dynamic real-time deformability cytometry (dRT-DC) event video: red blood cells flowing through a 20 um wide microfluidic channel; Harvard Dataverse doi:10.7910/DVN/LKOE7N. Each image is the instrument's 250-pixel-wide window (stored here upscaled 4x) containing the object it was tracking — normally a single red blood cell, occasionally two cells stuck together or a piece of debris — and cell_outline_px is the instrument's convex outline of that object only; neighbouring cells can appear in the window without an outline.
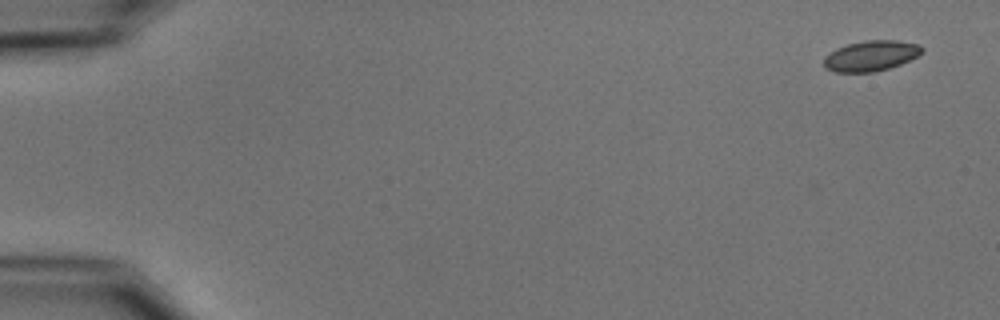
{"species": "common noctule bat (a hibernating species)", "species_latin": "Nyctalus noctula", "temperature_condition": "cold", "stored_images_in_passage": 5, "camera_frame_rate_fps": 3000, "um_per_image_px": 0.085, "animal": {"sex": "male", "body_mass_g": 15.6}, "frame": {"image": 1, "passage_image": 1, "time_ms": 0.0, "image_size_px": [1000, 320], "cell_outline_px": [[924, 52], [900, 64], [888, 68], [872, 72], [836, 72], [828, 68], [824, 64], [824, 56], [836, 48], [848, 44], [864, 40], [896, 40], [920, 44], [924, 48]], "centroid_in_image_um": [74.05, 4.72], "position_along_channel_um": 11.0, "area_um2": 17.34}}
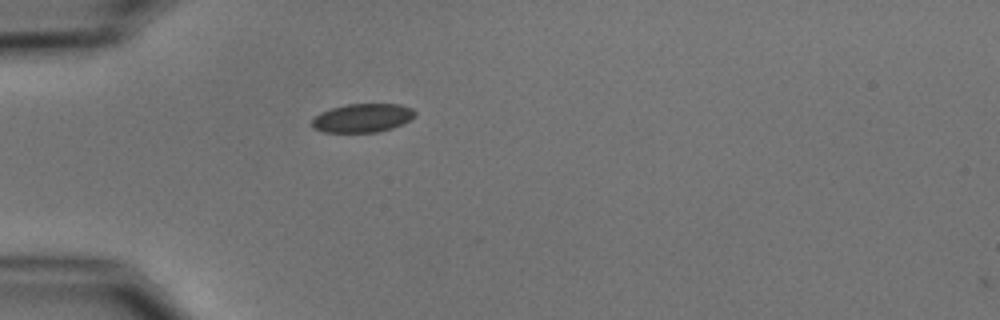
{"frame": {"image": 2, "passage_image": 5, "time_ms": 4.667, "image_size_px": [1000, 320], "cell_outline_px": [[416, 116], [392, 128], [376, 132], [324, 132], [312, 128], [312, 120], [320, 112], [332, 108], [348, 104], [400, 104], [412, 108], [416, 112]], "centroid_in_image_um": [30.81, 10.02], "position_along_channel_um": 54.2, "area_um2": 17.11}}